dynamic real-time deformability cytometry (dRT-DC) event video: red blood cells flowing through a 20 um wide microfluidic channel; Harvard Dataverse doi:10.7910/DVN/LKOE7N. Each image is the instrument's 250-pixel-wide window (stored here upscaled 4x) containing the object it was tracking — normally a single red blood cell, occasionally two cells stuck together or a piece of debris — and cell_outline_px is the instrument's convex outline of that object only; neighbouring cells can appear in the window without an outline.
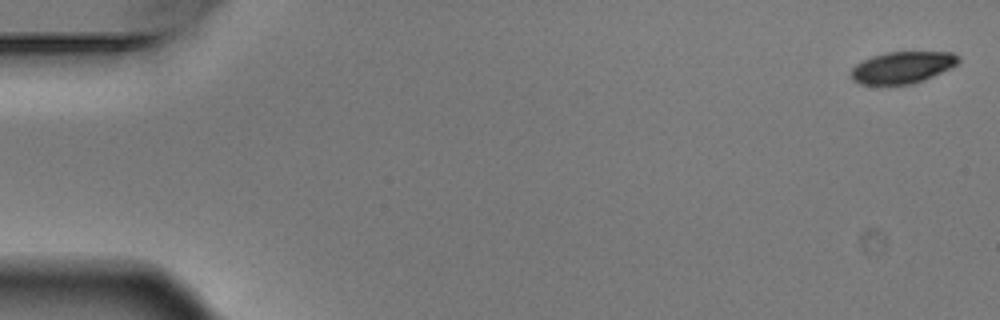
{"species": "Egyptian fruit bat (a non-hibernating species)", "species_latin": "Rousettus aegyptiacus", "temperature_condition": "warm", "stored_images_in_passage": 5, "camera_frame_rate_fps": 3000, "um_per_image_px": 0.085, "animal": {"sex": "male"}, "frame": {"image": 1, "passage_image": 1, "time_ms": 0.0, "image_size_px": [1000, 320], "cell_outline_px": [[960, 60], [956, 64], [924, 80], [912, 84], [860, 84], [852, 80], [852, 68], [856, 64], [872, 56], [888, 52], [952, 52], [960, 56]], "centroid_in_image_um": [76.7, 5.72], "position_along_channel_um": 8.3, "area_um2": 19.59}}
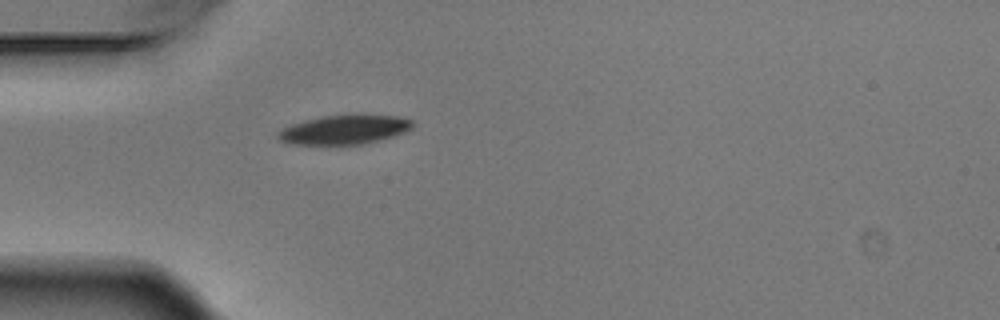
{"frame": {"image": 2, "passage_image": 5, "time_ms": 1.333, "image_size_px": [1000, 320], "cell_outline_px": [[416, 124], [412, 128], [396, 136], [360, 144], [288, 144], [280, 140], [276, 136], [276, 132], [280, 128], [304, 120], [320, 116], [356, 112], [364, 112], [396, 116], [412, 120]], "centroid_in_image_um": [29.29, 10.97], "position_along_channel_um": 55.7, "area_um2": 23.87}}